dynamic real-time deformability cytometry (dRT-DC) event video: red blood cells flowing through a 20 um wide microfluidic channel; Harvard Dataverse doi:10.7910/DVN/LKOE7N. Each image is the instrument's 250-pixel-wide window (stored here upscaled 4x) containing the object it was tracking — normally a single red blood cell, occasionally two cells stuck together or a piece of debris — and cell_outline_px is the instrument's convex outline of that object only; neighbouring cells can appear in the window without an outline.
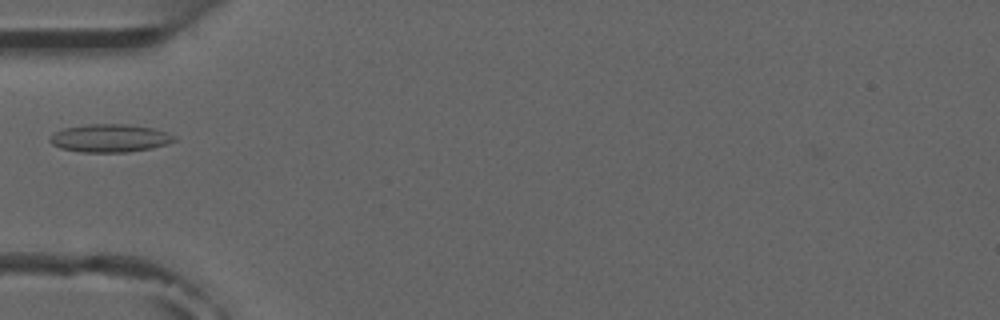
{"species": "common noctule bat (a hibernating species)", "species_latin": "Nyctalus noctula", "temperature_condition": "room temperature", "stored_images_in_passage": 3, "camera_frame_rate_fps": 3000, "um_per_image_px": 0.085, "animal": {"sex": "male", "forearm_length_mm": 52.5}, "frame": {"image": 1, "passage_image": 3, "time_ms": 2.333, "image_size_px": [1000, 320], "cell_outline_px": [[176, 140], [152, 148], [128, 152], [80, 152], [60, 148], [52, 144], [48, 140], [56, 132], [64, 128], [88, 124], [128, 124], [152, 128], [168, 132], [176, 136]], "centroid_in_image_um": [9.35, 11.74], "position_along_channel_um": 75.7, "area_um2": 20.23}}